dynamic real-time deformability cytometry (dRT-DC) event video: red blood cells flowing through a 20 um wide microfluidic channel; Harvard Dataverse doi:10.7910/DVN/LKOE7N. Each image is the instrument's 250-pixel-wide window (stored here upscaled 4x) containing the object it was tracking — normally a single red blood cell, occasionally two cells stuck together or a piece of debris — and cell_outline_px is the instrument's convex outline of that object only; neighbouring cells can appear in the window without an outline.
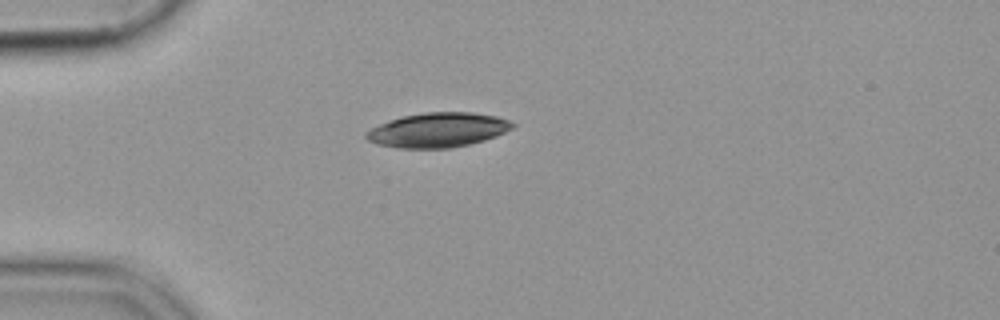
{"species": "common noctule bat (a hibernating species)", "species_latin": "Nyctalus noctula", "temperature_condition": "cold", "stored_images_in_passage": 41, "camera_frame_rate_fps": 3000, "um_per_image_px": 0.085, "animal": {"sex": "female", "body_mass_g": 19.9}, "frame": {"image": 1, "passage_image": 1, "time_ms": 0.0, "image_size_px": [1000, 320], "cell_outline_px": [[516, 124], [512, 128], [496, 136], [484, 140], [468, 144], [448, 148], [396, 148], [376, 144], [368, 140], [364, 136], [364, 132], [380, 124], [404, 116], [424, 112], [472, 112], [496, 116], [508, 120]], "centroid_in_image_um": [37.21, 11.05], "position_along_channel_um": 47.8, "area_um2": 29.3}}
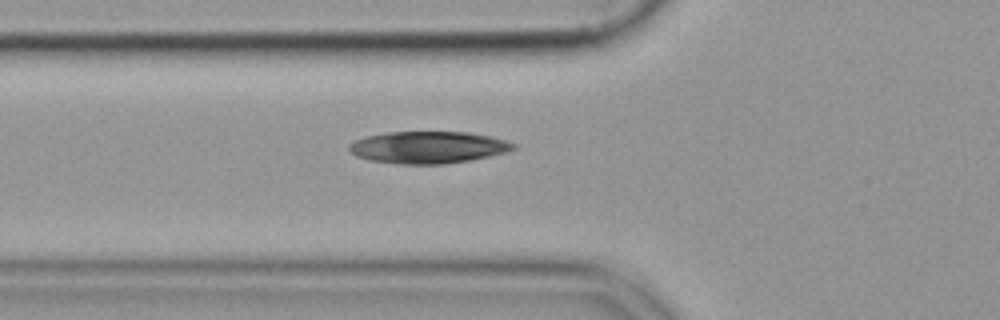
{"frame": {"image": 2, "passage_image": 6, "time_ms": 1.667, "image_size_px": [1000, 320], "cell_outline_px": [[516, 148], [508, 152], [492, 156], [444, 164], [396, 164], [368, 160], [356, 156], [348, 148], [348, 144], [352, 140], [364, 136], [388, 132], [468, 132], [492, 136], [508, 140], [516, 144]], "centroid_in_image_um": [36.39, 12.52], "position_along_channel_um": 89.4, "area_um2": 31.1}}
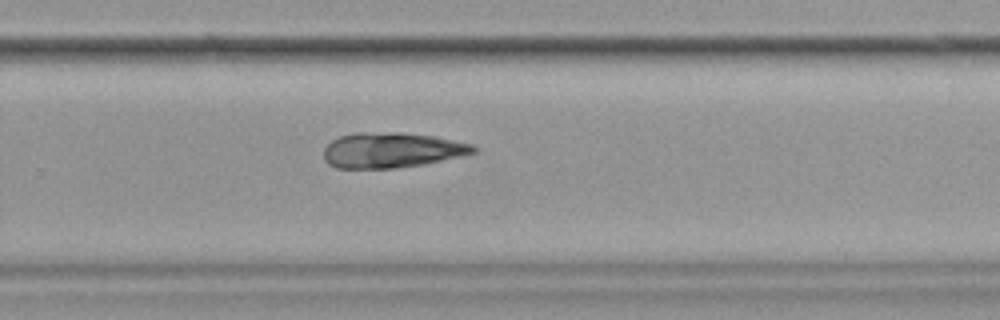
{"frame": {"image": 3, "passage_image": 23, "time_ms": 7.333, "image_size_px": [1000, 320], "cell_outline_px": [[476, 152], [424, 164], [396, 168], [336, 168], [328, 164], [324, 160], [324, 148], [332, 140], [340, 136], [356, 132], [400, 132], [432, 136], [472, 144], [476, 148]], "centroid_in_image_um": [33.24, 12.76], "position_along_channel_um": 296.6, "area_um2": 30.63}}